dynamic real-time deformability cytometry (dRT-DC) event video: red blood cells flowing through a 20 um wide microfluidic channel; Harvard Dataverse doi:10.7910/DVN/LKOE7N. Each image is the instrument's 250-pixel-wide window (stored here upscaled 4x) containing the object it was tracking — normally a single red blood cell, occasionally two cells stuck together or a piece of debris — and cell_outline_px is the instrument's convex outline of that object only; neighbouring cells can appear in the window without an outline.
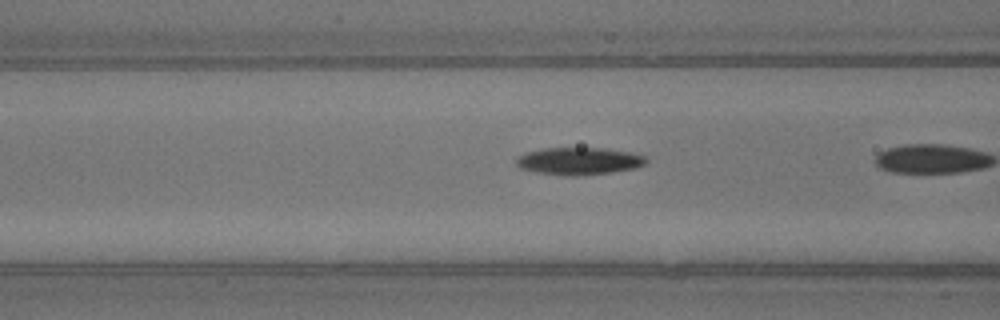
{"species": "common noctule bat (a hibernating species)", "species_latin": "Nyctalus noctula", "temperature_condition": "warm", "stored_images_in_passage": 25, "camera_frame_rate_fps": 3000, "um_per_image_px": 0.085, "animal": {"sex": "male", "body_mass_g": 13.3}, "frame": {"image": 1, "passage_image": 15, "time_ms": 4.667, "image_size_px": [1000, 320], "cell_outline_px": [[648, 160], [644, 164], [636, 168], [612, 172], [576, 176], [560, 176], [536, 172], [520, 168], [516, 164], [516, 160], [524, 152], [544, 148], [604, 148], [632, 152], [648, 156]], "centroid_in_image_um": [49.24, 13.69], "position_along_channel_um": 117.4, "area_um2": 20.98}}